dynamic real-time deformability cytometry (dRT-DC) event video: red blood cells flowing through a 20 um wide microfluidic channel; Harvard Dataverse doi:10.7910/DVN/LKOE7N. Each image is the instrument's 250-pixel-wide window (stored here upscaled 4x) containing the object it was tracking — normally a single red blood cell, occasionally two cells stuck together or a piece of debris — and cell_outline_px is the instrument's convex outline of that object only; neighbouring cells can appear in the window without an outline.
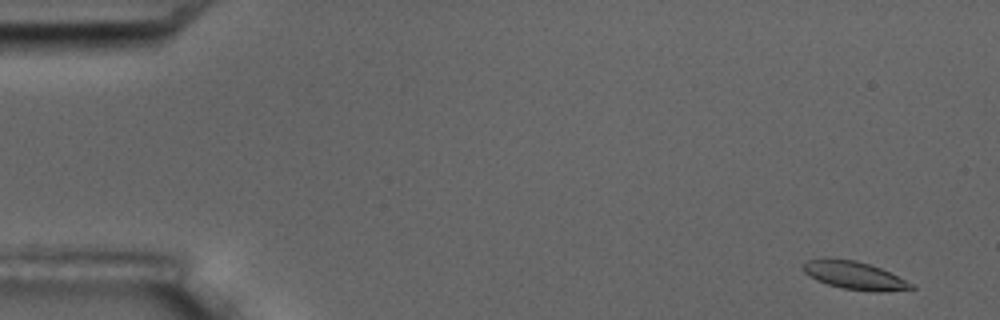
{"species": "common noctule bat (a hibernating species)", "species_latin": "Nyctalus noctula", "temperature_condition": "room temperature", "stored_images_in_passage": 6, "segment_of_instrument_passage": [1, 2], "camera_frame_rate_fps": 3000, "um_per_image_px": 0.085, "animal": {"sex": "male", "body_mass_g": 17.5, "forearm_length_mm": 52.3}, "frame": {"image": 1, "passage_image": 1, "time_ms": 0.0, "image_size_px": [1000, 320], "cell_outline_px": [[916, 288], [884, 292], [876, 292], [844, 288], [828, 284], [816, 280], [804, 272], [800, 268], [808, 260], [820, 256], [828, 256], [856, 260], [880, 268], [916, 284]], "centroid_in_image_um": [72.6, 23.38], "position_along_channel_um": 12.4, "area_um2": 18.03}}